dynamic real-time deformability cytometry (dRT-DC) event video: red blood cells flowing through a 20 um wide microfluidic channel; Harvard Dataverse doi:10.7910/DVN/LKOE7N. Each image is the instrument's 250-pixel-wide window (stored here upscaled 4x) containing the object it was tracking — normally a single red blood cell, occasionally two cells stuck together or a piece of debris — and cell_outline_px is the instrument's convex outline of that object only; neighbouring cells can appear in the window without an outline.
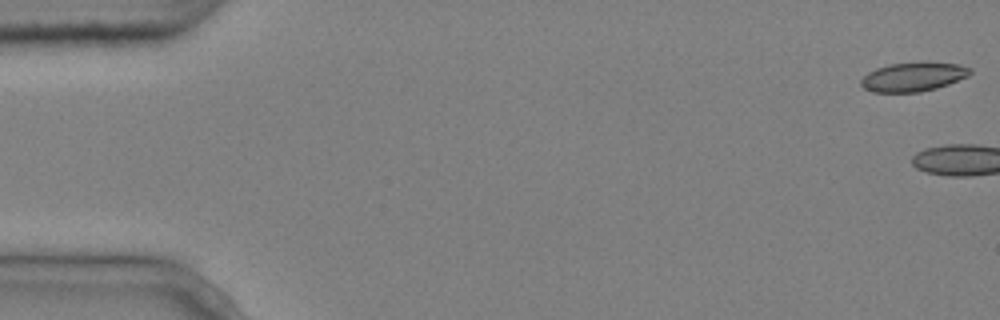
{"species": "common noctule bat (a hibernating species)", "species_latin": "Nyctalus noctula", "temperature_condition": "cold", "stored_images_in_passage": 5, "camera_frame_rate_fps": 3000, "um_per_image_px": 0.085, "animal": {"sex": "male", "body_mass_g": 20.4}, "frame": {"image": 1, "passage_image": 1, "time_ms": 0.0, "image_size_px": [1000, 320], "cell_outline_px": [[972, 72], [968, 76], [948, 84], [936, 88], [920, 92], [872, 92], [864, 88], [860, 84], [860, 80], [868, 72], [876, 68], [888, 64], [924, 60], [928, 60], [956, 64], [972, 68]], "centroid_in_image_um": [77.63, 6.5], "position_along_channel_um": 7.4, "area_um2": 18.96}}